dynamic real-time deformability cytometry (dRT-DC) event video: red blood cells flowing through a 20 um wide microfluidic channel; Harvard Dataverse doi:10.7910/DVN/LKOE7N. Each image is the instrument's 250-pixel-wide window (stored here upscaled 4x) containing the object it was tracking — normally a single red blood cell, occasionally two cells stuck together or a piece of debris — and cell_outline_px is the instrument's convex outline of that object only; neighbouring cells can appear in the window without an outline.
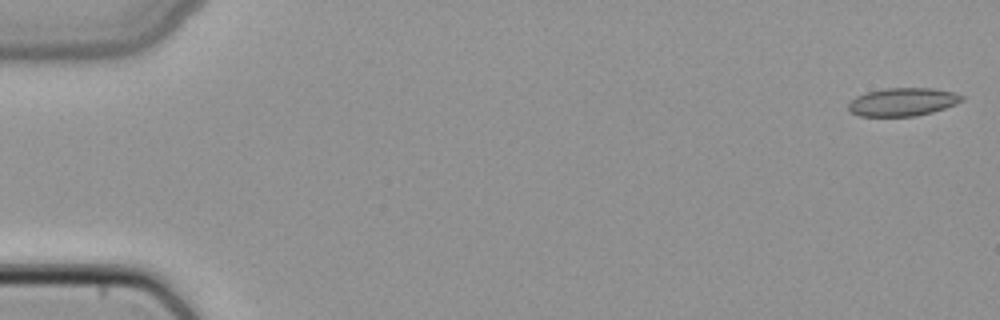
{"species": "common noctule bat (a hibernating species)", "species_latin": "Nyctalus noctula", "temperature_condition": "cold", "stored_images_in_passage": 4, "camera_frame_rate_fps": 3000, "um_per_image_px": 0.085, "animal": {"sex": "female", "body_mass_g": 22.7, "forearm_length_mm": 54.2}, "frame": {"image": 1, "passage_image": 1, "time_ms": 0.0, "image_size_px": [1000, 320], "cell_outline_px": [[964, 100], [956, 104], [932, 112], [916, 116], [860, 116], [852, 112], [848, 108], [848, 104], [856, 96], [868, 92], [884, 88], [932, 88], [952, 92], [964, 96]], "centroid_in_image_um": [76.74, 8.66], "position_along_channel_um": 8.3, "area_um2": 18.5}}
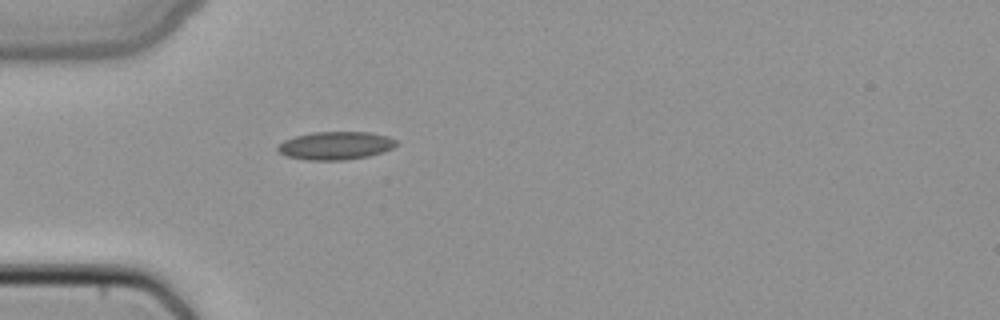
{"frame": {"image": 2, "passage_image": 4, "time_ms": 1.0, "image_size_px": [1000, 320], "cell_outline_px": [[396, 144], [392, 148], [368, 156], [344, 160], [308, 160], [288, 156], [280, 152], [276, 148], [284, 140], [296, 136], [312, 132], [368, 132], [388, 136], [396, 140]], "centroid_in_image_um": [28.52, 12.37], "position_along_channel_um": 56.5, "area_um2": 19.13}}